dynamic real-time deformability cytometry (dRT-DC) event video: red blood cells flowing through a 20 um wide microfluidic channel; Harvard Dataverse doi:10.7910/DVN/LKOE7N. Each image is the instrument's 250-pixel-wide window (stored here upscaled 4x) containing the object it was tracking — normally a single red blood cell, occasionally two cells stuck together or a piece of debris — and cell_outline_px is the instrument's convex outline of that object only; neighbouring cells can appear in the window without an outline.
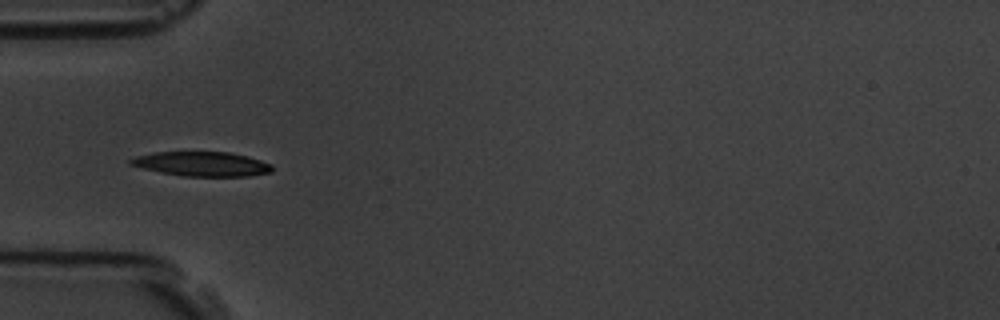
{"species": "common noctule bat (a hibernating species)", "species_latin": "Nyctalus noctula", "temperature_condition": "room temperature", "stored_images_in_passage": 8, "camera_frame_rate_fps": 3000, "um_per_image_px": 0.085, "animal": {"sex": "male", "body_mass_g": 19.5, "forearm_length_mm": 54.6}, "frame": {"image": 1, "passage_image": 4, "time_ms": 4.0, "image_size_px": [1000, 320], "cell_outline_px": [[272, 172], [248, 176], [184, 176], [160, 172], [128, 164], [128, 160], [136, 156], [156, 152], [228, 152], [248, 156], [272, 164]], "centroid_in_image_um": [17.17, 13.93], "position_along_channel_um": 67.8, "area_um2": 20.11}}
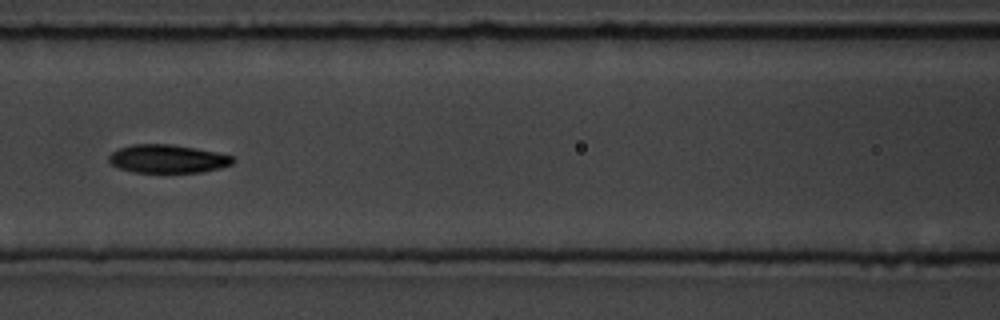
{"frame": {"image": 2, "passage_image": 6, "time_ms": 6.333, "image_size_px": [1000, 320], "cell_outline_px": [[236, 160], [232, 164], [220, 168], [200, 172], [132, 172], [120, 168], [112, 164], [108, 160], [108, 156], [112, 152], [120, 148], [132, 144], [172, 144], [216, 152], [232, 156]], "centroid_in_image_um": [14.24, 13.5], "position_along_channel_um": 152.4, "area_um2": 20.35}}
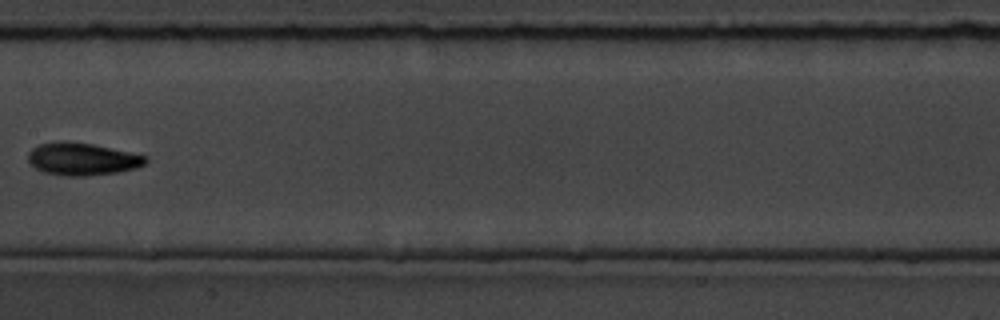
{"frame": {"image": 3, "passage_image": 7, "time_ms": 7.667, "image_size_px": [1000, 320], "cell_outline_px": [[148, 160], [144, 164], [136, 168], [116, 172], [88, 176], [64, 176], [44, 172], [36, 168], [28, 160], [28, 152], [32, 148], [40, 144], [60, 140], [92, 144], [148, 156]], "centroid_in_image_um": [6.98, 13.51], "position_along_channel_um": 200.4, "area_um2": 22.2}}